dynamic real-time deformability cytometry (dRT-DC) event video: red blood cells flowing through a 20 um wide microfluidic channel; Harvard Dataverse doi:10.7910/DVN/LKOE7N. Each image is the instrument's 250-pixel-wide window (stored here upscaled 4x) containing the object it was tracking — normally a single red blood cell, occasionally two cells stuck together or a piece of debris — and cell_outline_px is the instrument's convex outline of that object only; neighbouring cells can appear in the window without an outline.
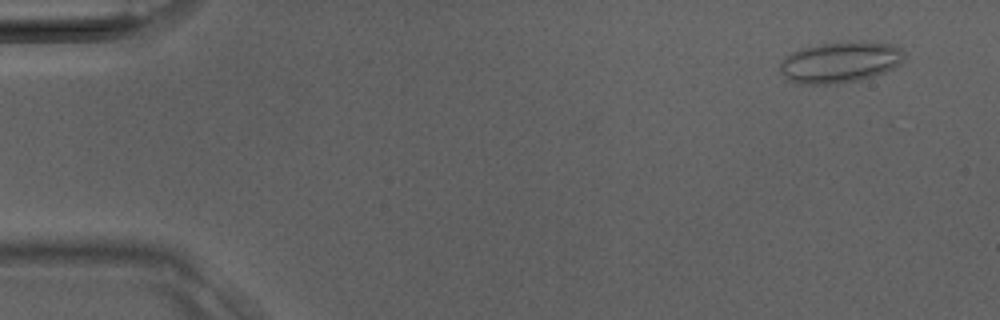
{"species": "Egyptian fruit bat (a non-hibernating species)", "species_latin": "Rousettus aegyptiacus", "temperature_condition": "room temperature", "stored_images_in_passage": 15, "camera_frame_rate_fps": 3000, "um_per_image_px": 0.085, "animal": {"sex": "male"}, "frame": {"image": 1, "passage_image": 3, "time_ms": 0.667, "image_size_px": [1000, 320], "cell_outline_px": [[904, 60], [900, 64], [884, 72], [860, 80], [836, 84], [800, 84], [788, 80], [780, 72], [780, 64], [792, 52], [800, 48], [820, 44], [860, 40], [892, 44], [900, 48], [904, 52]], "centroid_in_image_um": [71.43, 5.28], "position_along_channel_um": 13.6, "area_um2": 29.88}}